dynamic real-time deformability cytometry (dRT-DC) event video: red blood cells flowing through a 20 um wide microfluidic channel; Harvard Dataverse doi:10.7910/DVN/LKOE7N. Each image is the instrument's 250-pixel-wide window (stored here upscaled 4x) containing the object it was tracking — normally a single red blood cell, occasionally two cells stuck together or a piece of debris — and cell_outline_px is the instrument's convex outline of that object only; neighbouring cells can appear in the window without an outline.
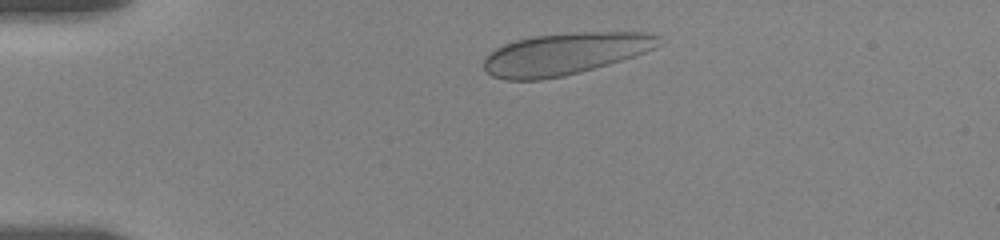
{"species": "human", "species_latin": "Homo sapiens", "temperature_condition": "room temperature", "stored_images_in_passage": 48, "camera_frame_rate_fps": 3000, "um_per_image_px": 0.085, "donor": {"sex": "female"}, "frame": {"image": 1, "passage_image": 5, "time_ms": 1.333, "image_size_px": [1000, 240], "cell_outline_px": [[660, 44], [656, 48], [608, 64], [564, 76], [540, 80], [504, 80], [492, 76], [484, 68], [484, 60], [496, 48], [504, 44], [516, 40], [532, 36], [576, 32], [648, 32], [660, 36]], "centroid_in_image_um": [48.02, 4.57], "position_along_channel_um": 37.0, "area_um2": 42.48}}
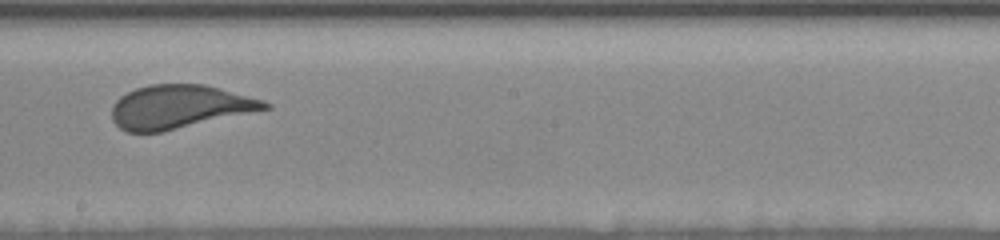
{"frame": {"image": 2, "passage_image": 25, "time_ms": 8.0, "image_size_px": [1000, 240], "cell_outline_px": [[272, 108], [160, 132], [128, 132], [120, 128], [112, 120], [112, 104], [120, 96], [136, 88], [148, 84], [204, 84], [220, 88], [264, 100], [272, 104]], "centroid_in_image_um": [15.25, 9.07], "position_along_channel_um": 233.0, "area_um2": 38.73}}
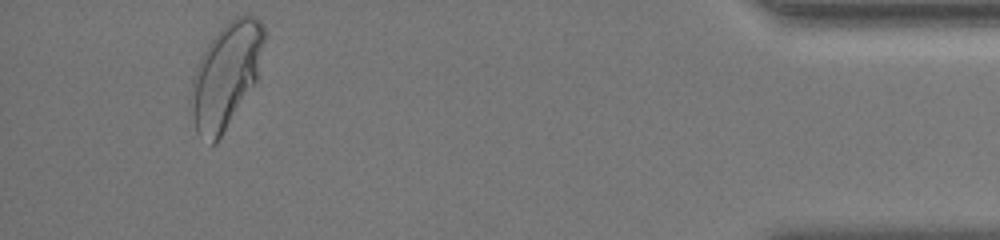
{"frame": {"image": 3, "passage_image": 45, "time_ms": 14.667, "image_size_px": [1000, 240], "cell_outline_px": [[264, 40], [256, 80], [216, 144], [212, 144], [200, 136], [196, 132], [188, 100], [188, 96], [192, 80], [196, 68], [208, 44], [220, 28], [228, 20], [244, 12], [248, 12], [256, 16], [264, 24]], "centroid_in_image_um": [19.19, 6.36], "position_along_channel_um": 416.0, "area_um2": 44.51}, "authors_computed_cell_mechanics": {"area_um2": 40.171, "velocity_mm_per_s": 3.6018, "shape_relaxation_time_tau1_ms": 6.5939, "shape_relaxation_time_tau2_ms": null, "deformation_change_tau1": 0.1719, "deformation_change_tau2": null}}